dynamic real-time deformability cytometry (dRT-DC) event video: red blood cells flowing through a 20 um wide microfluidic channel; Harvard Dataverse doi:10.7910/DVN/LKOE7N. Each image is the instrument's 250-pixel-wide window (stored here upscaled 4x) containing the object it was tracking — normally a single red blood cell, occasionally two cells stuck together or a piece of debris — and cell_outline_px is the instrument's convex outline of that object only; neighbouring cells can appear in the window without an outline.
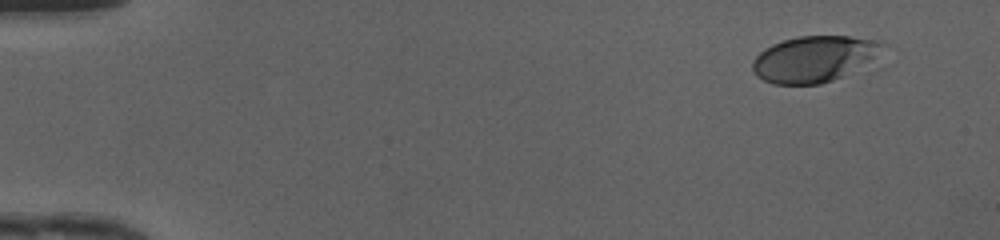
{"species": "human", "species_latin": "Homo sapiens", "temperature_condition": "cold", "stored_images_in_passage": 46, "camera_frame_rate_fps": 3000, "um_per_image_px": 0.085, "donor": {"sex": "female"}, "frame": {"image": 1, "passage_image": 1, "time_ms": 0.0, "image_size_px": [1000, 240], "cell_outline_px": [[888, 44], [868, 60], [840, 76], [832, 80], [820, 84], [772, 84], [756, 76], [752, 72], [752, 60], [764, 48], [772, 44], [784, 40], [800, 36], [848, 36], [884, 40]], "centroid_in_image_um": [69.13, 4.99], "position_along_channel_um": 15.9, "area_um2": 34.45}}
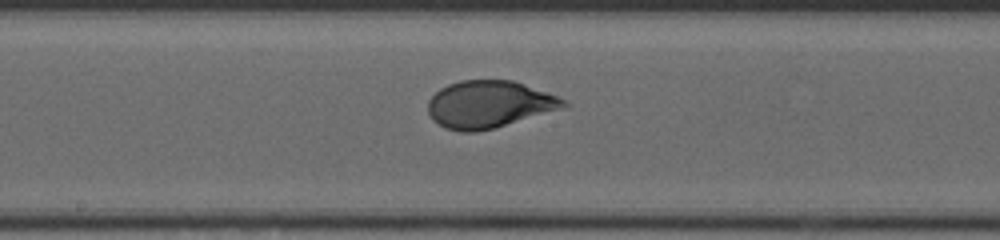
{"frame": {"image": 2, "passage_image": 24, "time_ms": 7.667, "image_size_px": [1000, 240], "cell_outline_px": [[572, 104], [564, 108], [492, 128], [476, 132], [460, 132], [444, 128], [432, 120], [428, 112], [428, 100], [440, 88], [448, 84], [460, 80], [512, 80], [556, 96]], "centroid_in_image_um": [41.53, 8.87], "position_along_channel_um": 206.7, "area_um2": 37.11}}
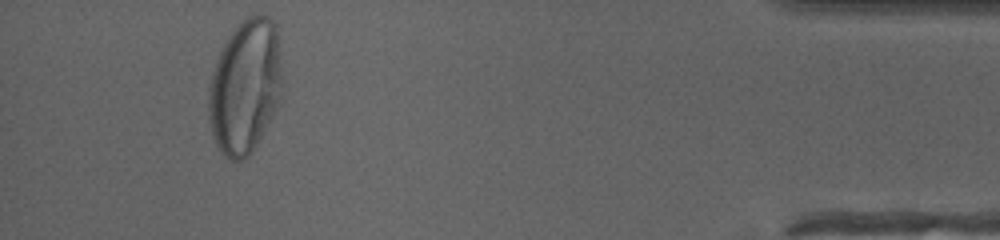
{"frame": {"image": 3, "passage_image": 43, "time_ms": 14.0, "image_size_px": [1000, 240], "cell_outline_px": [[280, 104], [252, 152], [244, 160], [232, 160], [224, 156], [216, 144], [212, 136], [208, 116], [208, 88], [212, 72], [220, 48], [228, 36], [248, 16], [268, 16], [276, 24], [280, 68]], "centroid_in_image_um": [20.8, 7.41], "position_along_channel_um": 414.4, "area_um2": 57.51}, "authors_computed_cell_mechanics": {"area_um2": 37.1654, "velocity_mm_per_s": 4.1878, "shape_relaxation_time_tau1_ms": 3.5922, "shape_relaxation_time_tau2_ms": null, "deformation_change_tau1": 0.197, "deformation_change_tau2": null}}